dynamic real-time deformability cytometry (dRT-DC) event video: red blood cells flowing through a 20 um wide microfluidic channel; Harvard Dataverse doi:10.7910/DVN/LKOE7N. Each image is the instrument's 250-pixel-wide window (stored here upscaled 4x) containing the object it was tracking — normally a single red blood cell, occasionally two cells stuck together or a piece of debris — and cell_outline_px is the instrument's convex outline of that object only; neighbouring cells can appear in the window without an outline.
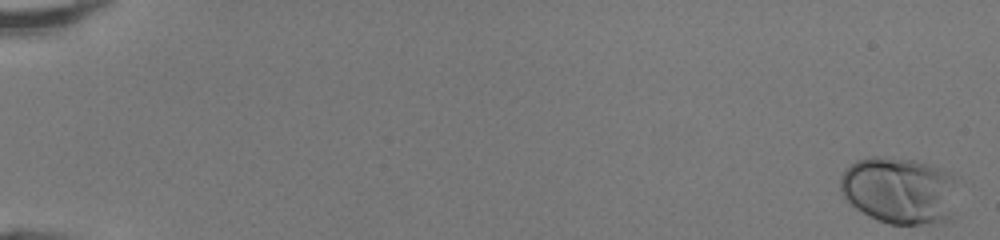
{"species": "human", "species_latin": "Homo sapiens", "temperature_condition": "room temperature", "stored_images_in_passage": 50, "camera_frame_rate_fps": 3000, "um_per_image_px": 0.085, "donor": {"sex": "female"}, "frame": {"image": 1, "passage_image": 1, "time_ms": 0.0, "image_size_px": [1000, 240], "cell_outline_px": [[960, 176], [952, 216], [948, 220], [920, 224], [888, 224], [856, 208], [844, 200], [840, 192], [840, 176], [844, 168], [856, 160], [872, 156], [884, 156], [916, 160], [952, 172]], "centroid_in_image_um": [76.49, 16.15], "position_along_channel_um": 8.5, "area_um2": 46.88}}
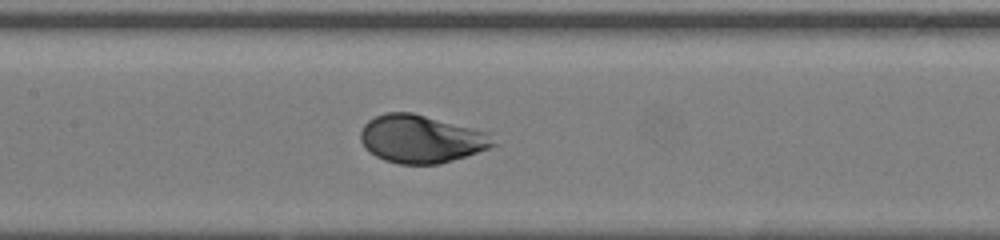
{"frame": {"image": 2, "passage_image": 26, "time_ms": 8.333, "image_size_px": [1000, 240], "cell_outline_px": [[500, 144], [440, 164], [400, 164], [384, 160], [376, 156], [364, 148], [360, 140], [360, 132], [364, 124], [368, 120], [376, 116], [388, 112], [412, 112], [488, 132]], "centroid_in_image_um": [35.79, 11.81], "position_along_channel_um": 171.6, "area_um2": 37.05}}
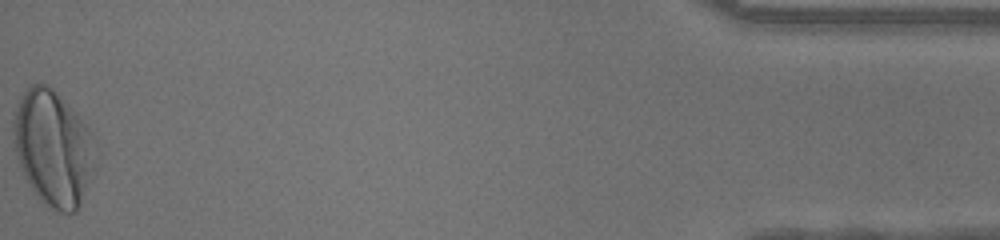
{"frame": {"image": 3, "passage_image": 50, "time_ms": 16.333, "image_size_px": [1000, 240], "cell_outline_px": [[92, 172], [80, 204], [76, 212], [60, 212], [48, 208], [36, 196], [28, 184], [20, 168], [12, 140], [12, 112], [24, 92], [32, 84], [44, 84], [52, 88], [76, 112], [92, 132]], "centroid_in_image_um": [4.44, 12.58], "position_along_channel_um": 430.8, "area_um2": 54.97}}